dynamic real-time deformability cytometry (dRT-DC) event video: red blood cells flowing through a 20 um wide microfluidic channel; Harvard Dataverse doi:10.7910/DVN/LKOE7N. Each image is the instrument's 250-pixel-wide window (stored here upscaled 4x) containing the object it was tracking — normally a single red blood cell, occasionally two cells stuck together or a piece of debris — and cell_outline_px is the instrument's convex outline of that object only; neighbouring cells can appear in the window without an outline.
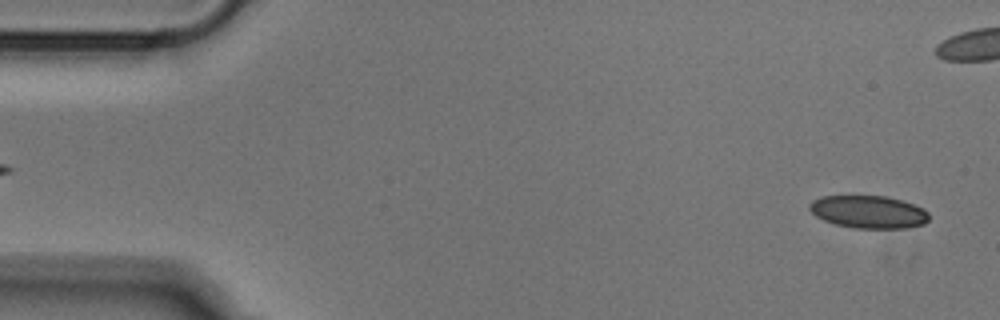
{"species": "Egyptian fruit bat (a non-hibernating species)", "species_latin": "Rousettus aegyptiacus", "temperature_condition": "cold", "stored_images_in_passage": 52, "camera_frame_rate_fps": 3000, "um_per_image_px": 0.085, "animal": {"sex": "male"}, "frame": {"image": 1, "passage_image": 2, "time_ms": 0.333, "image_size_px": [1000, 320], "cell_outline_px": [[928, 220], [924, 224], [908, 228], [856, 228], [836, 224], [824, 220], [816, 216], [808, 208], [808, 204], [812, 200], [824, 196], [884, 196], [904, 200], [924, 208], [928, 212]], "centroid_in_image_um": [73.85, 18.01], "position_along_channel_um": 11.2, "area_um2": 22.83}}
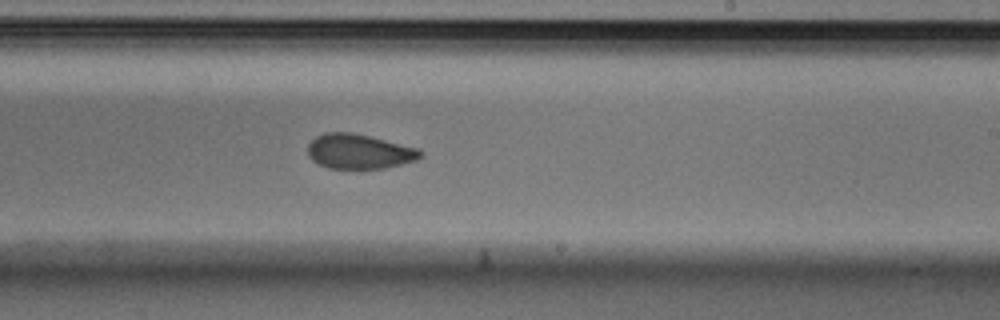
{"frame": {"image": 2, "passage_image": 30, "time_ms": 9.667, "image_size_px": [1000, 320], "cell_outline_px": [[424, 156], [416, 160], [384, 168], [328, 168], [312, 160], [308, 156], [308, 144], [316, 136], [324, 132], [352, 132], [420, 148], [424, 152]], "centroid_in_image_um": [30.55, 12.86], "position_along_channel_um": 258.4, "area_um2": 22.89}}
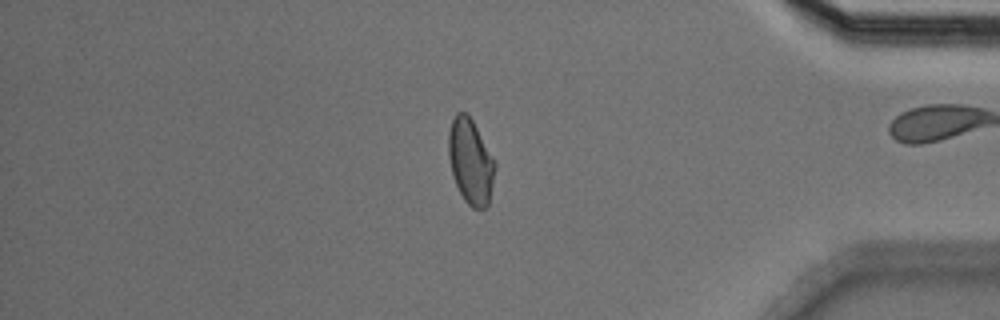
{"frame": {"image": 3, "passage_image": 43, "time_ms": 14.0, "image_size_px": [1000, 320], "cell_outline_px": [[496, 168], [488, 208], [472, 208], [464, 200], [452, 176], [448, 156], [448, 132], [452, 120], [456, 112], [464, 112], [472, 120], [496, 160]], "centroid_in_image_um": [40.01, 13.74], "position_along_channel_um": 395.2, "area_um2": 23.35}}